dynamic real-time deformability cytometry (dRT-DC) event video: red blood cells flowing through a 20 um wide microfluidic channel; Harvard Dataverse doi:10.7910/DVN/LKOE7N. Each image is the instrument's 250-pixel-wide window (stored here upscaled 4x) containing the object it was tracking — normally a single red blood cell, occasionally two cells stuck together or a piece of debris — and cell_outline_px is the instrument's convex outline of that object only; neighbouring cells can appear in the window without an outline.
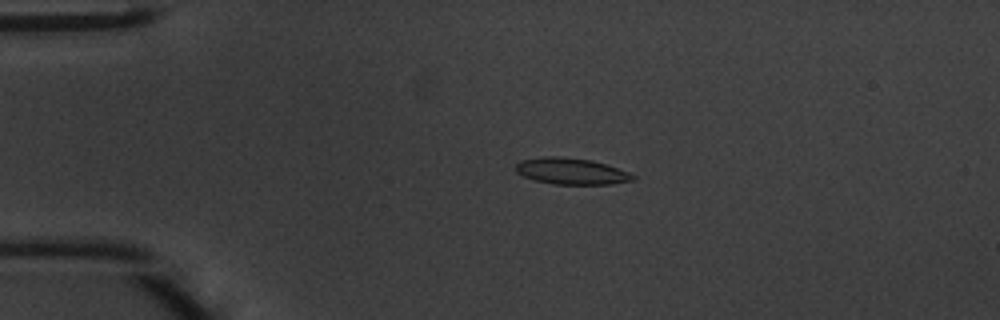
{"species": "common noctule bat (a hibernating species)", "species_latin": "Nyctalus noctula", "temperature_condition": "warm", "stored_images_in_passage": 48, "camera_frame_rate_fps": 3000, "um_per_image_px": 0.085, "animal": {"sex": "male", "body_mass_g": 20.1, "forearm_length_mm": 53.5}, "frame": {"image": 1, "passage_image": 11, "time_ms": 3.333, "image_size_px": [1000, 320], "cell_outline_px": [[636, 180], [612, 184], [552, 184], [532, 180], [516, 172], [516, 164], [520, 160], [544, 156], [560, 156], [592, 160], [628, 172], [636, 176]], "centroid_in_image_um": [48.54, 14.55], "position_along_channel_um": 36.5, "area_um2": 18.09}}
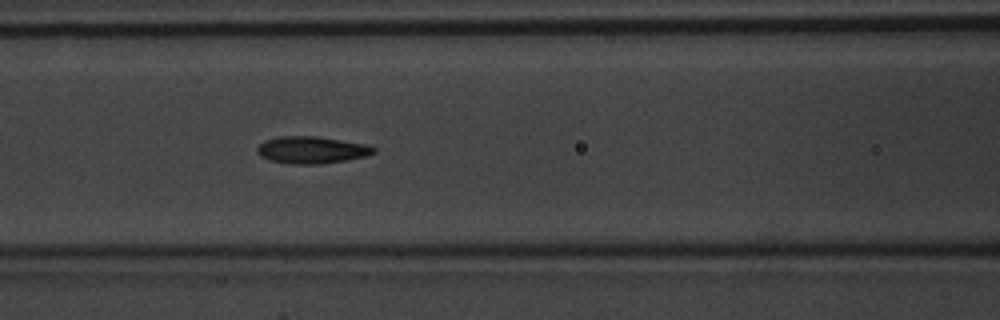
{"frame": {"image": 2, "passage_image": 21, "time_ms": 6.667, "image_size_px": [1000, 320], "cell_outline_px": [[376, 152], [368, 156], [348, 160], [320, 164], [292, 164], [272, 160], [260, 156], [256, 152], [256, 148], [264, 140], [280, 136], [316, 136], [368, 144], [376, 148]], "centroid_in_image_um": [26.53, 12.74], "position_along_channel_um": 140.1, "area_um2": 18.55}}
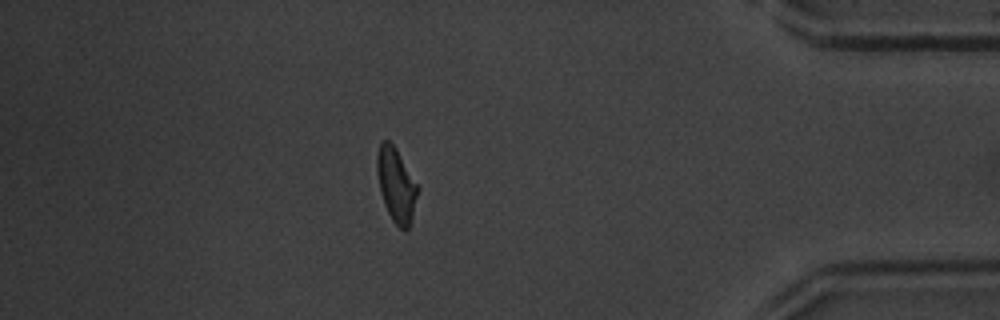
{"frame": {"image": 3, "passage_image": 42, "time_ms": 13.667, "image_size_px": [1000, 320], "cell_outline_px": [[420, 188], [412, 216], [408, 228], [404, 232], [392, 220], [384, 204], [380, 192], [376, 168], [376, 156], [380, 144], [384, 140], [388, 140], [396, 148]], "centroid_in_image_um": [33.68, 15.72], "position_along_channel_um": 401.5, "area_um2": 17.57}, "authors_computed_cell_mechanics": {"area_um2": 17.5712, "velocity_mm_per_s": 4.2604, "shape_relaxation_time_tau1_ms": 3.1678, "shape_relaxation_time_tau2_ms": 1.3735, "deformation_change_tau1": 0.1503, "deformation_change_tau2": 0.0738}}